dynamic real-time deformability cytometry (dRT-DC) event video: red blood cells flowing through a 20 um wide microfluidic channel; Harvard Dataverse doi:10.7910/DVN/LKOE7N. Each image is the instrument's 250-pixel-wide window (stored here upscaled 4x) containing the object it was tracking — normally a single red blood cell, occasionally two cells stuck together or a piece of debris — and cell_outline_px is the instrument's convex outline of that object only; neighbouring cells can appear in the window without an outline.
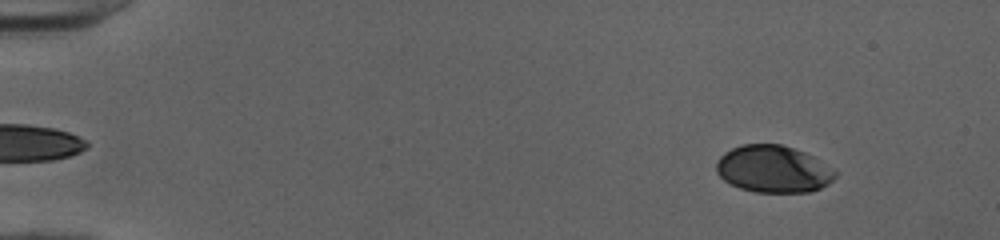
{"species": "human", "species_latin": "Homo sapiens", "temperature_condition": "cold", "stored_images_in_passage": 52, "camera_frame_rate_fps": 3000, "um_per_image_px": 0.085, "donor": {"sex": "female"}, "frame": {"image": 1, "passage_image": 6, "time_ms": 1.667, "image_size_px": [1000, 240], "cell_outline_px": [[836, 176], [828, 184], [820, 188], [808, 192], [756, 192], [740, 188], [724, 180], [716, 172], [716, 160], [724, 152], [732, 148], [744, 144], [780, 144], [804, 152], [812, 156], [836, 172]], "centroid_in_image_um": [65.69, 14.37], "position_along_channel_um": 19.3, "area_um2": 32.37}}
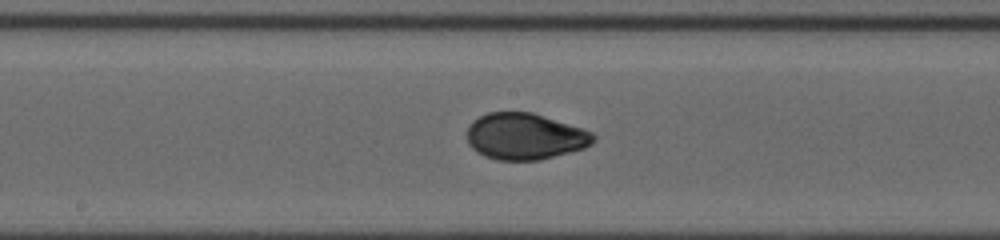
{"frame": {"image": 2, "passage_image": 29, "time_ms": 9.333, "image_size_px": [1000, 240], "cell_outline_px": [[596, 140], [592, 144], [584, 148], [540, 160], [496, 160], [484, 156], [476, 152], [468, 144], [468, 128], [472, 120], [488, 112], [532, 112], [584, 128], [592, 132], [596, 136]], "centroid_in_image_um": [44.64, 11.59], "position_along_channel_um": 203.6, "area_um2": 34.45}}
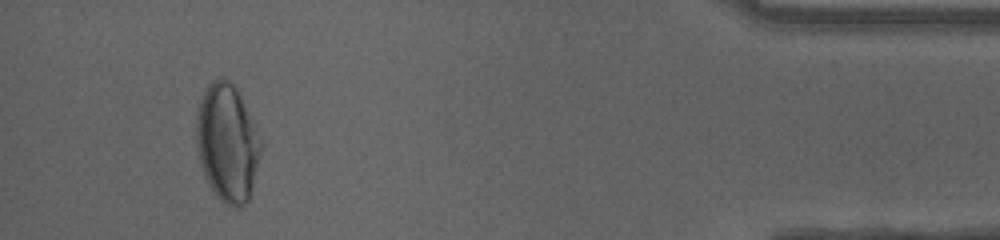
{"frame": {"image": 3, "passage_image": 49, "time_ms": 16.0, "image_size_px": [1000, 240], "cell_outline_px": [[264, 144], [248, 200], [240, 208], [232, 208], [224, 204], [216, 196], [208, 184], [204, 176], [196, 144], [196, 116], [204, 92], [208, 84], [212, 80], [220, 76], [228, 80], [236, 88]], "centroid_in_image_um": [19.32, 12.17], "position_along_channel_um": 415.9, "area_um2": 44.33}, "authors_computed_cell_mechanics": {"area_um2": 34.4777, "velocity_mm_per_s": 4.0257, "shape_relaxation_time_tau1_ms": 4.3407, "shape_relaxation_time_tau2_ms": 0.6821, "deformation_change_tau1": 0.1685, "deformation_change_tau2": 0.0365}}